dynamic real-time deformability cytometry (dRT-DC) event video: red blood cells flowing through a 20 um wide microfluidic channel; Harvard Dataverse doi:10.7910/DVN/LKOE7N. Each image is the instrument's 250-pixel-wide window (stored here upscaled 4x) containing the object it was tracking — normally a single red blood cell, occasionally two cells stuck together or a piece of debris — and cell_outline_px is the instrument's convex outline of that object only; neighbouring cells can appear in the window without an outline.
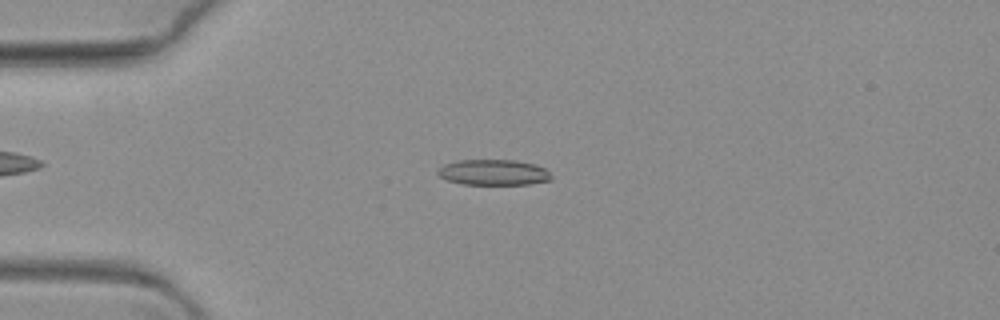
{"species": "common noctule bat (a hibernating species)", "species_latin": "Nyctalus noctula", "temperature_condition": "warm", "stored_images_in_passage": 63, "camera_frame_rate_fps": 3000, "um_per_image_px": 0.085, "animal": {"sex": "female", "body_mass_g": 19.3, "forearm_length_mm": 54.1}, "frame": {"image": 1, "passage_image": 14, "time_ms": 4.333, "image_size_px": [1000, 320], "cell_outline_px": [[552, 180], [528, 184], [460, 184], [448, 180], [440, 176], [436, 172], [444, 164], [456, 160], [516, 160], [536, 164], [544, 168], [552, 176]], "centroid_in_image_um": [41.95, 14.64], "position_along_channel_um": 43.0, "area_um2": 16.99}}
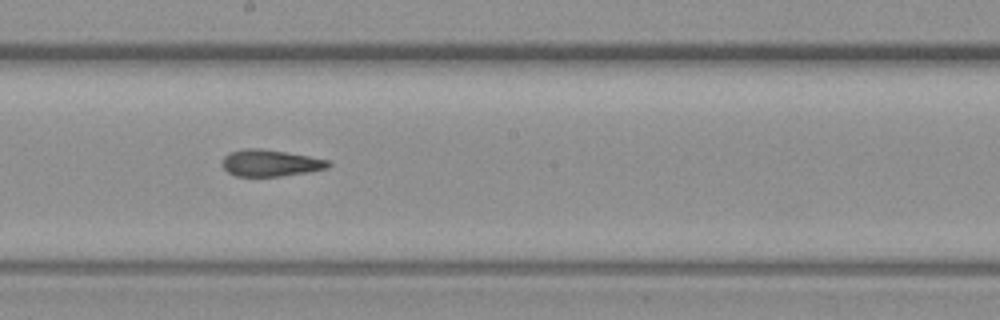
{"frame": {"image": 2, "passage_image": 34, "time_ms": 11.0, "image_size_px": [1000, 320], "cell_outline_px": [[332, 164], [328, 168], [308, 172], [280, 176], [236, 176], [228, 172], [224, 168], [224, 156], [228, 152], [244, 148], [260, 148], [308, 156], [328, 160]], "centroid_in_image_um": [22.98, 13.85], "position_along_channel_um": 225.2, "area_um2": 16.36}}
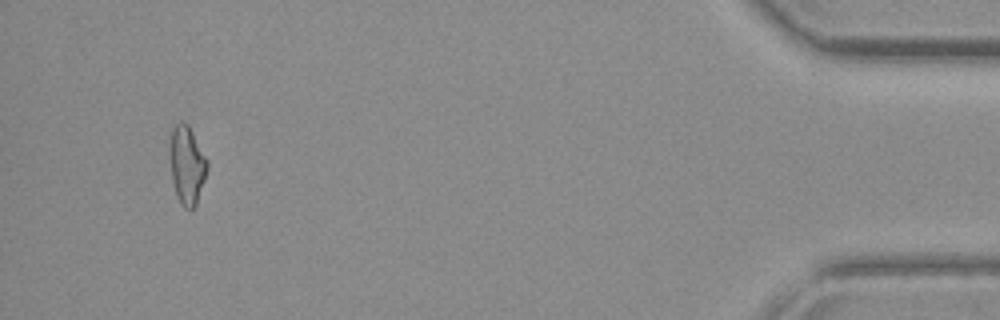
{"frame": {"image": 3, "passage_image": 60, "time_ms": 19.667, "image_size_px": [1000, 320], "cell_outline_px": [[208, 168], [196, 204], [192, 208], [184, 208], [180, 204], [176, 196], [172, 180], [168, 152], [168, 144], [172, 128], [180, 120], [188, 124], [208, 160]], "centroid_in_image_um": [15.85, 13.99], "position_along_channel_um": 419.3, "area_um2": 17.4}}